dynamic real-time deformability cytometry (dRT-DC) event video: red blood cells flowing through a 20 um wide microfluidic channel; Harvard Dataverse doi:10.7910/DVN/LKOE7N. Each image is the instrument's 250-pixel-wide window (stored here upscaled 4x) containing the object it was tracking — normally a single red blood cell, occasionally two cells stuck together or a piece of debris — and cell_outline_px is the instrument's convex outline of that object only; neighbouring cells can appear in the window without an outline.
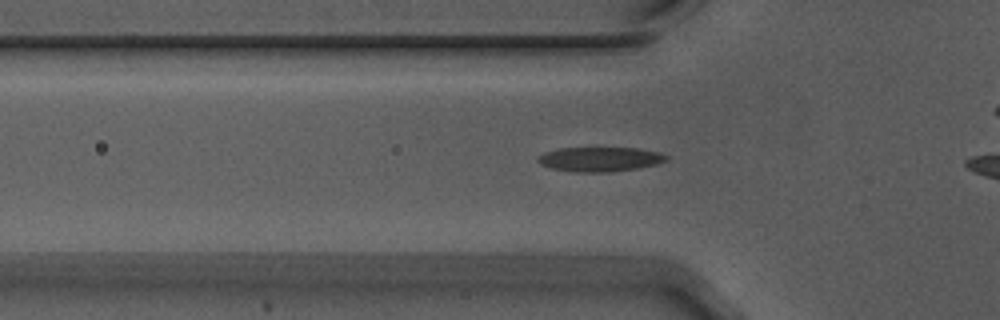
{"species": "Egyptian fruit bat (a non-hibernating species)", "species_latin": "Rousettus aegyptiacus", "temperature_condition": "warm", "stored_images_in_passage": 36, "camera_frame_rate_fps": 3000, "um_per_image_px": 0.085, "animal": {"sex": "male"}, "frame": {"image": 1, "passage_image": 7, "time_ms": 2.0, "image_size_px": [1000, 320], "cell_outline_px": [[668, 160], [656, 164], [636, 168], [612, 172], [572, 172], [552, 168], [540, 164], [536, 160], [536, 156], [544, 152], [560, 148], [636, 148], [660, 152], [668, 156]], "centroid_in_image_um": [50.96, 13.53], "position_along_channel_um": 74.8, "area_um2": 18.44}}
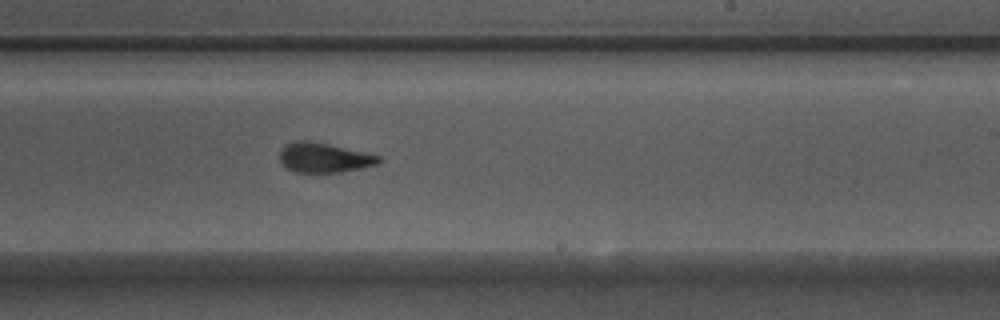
{"frame": {"image": 2, "passage_image": 22, "time_ms": 7.0, "image_size_px": [1000, 320], "cell_outline_px": [[380, 160], [376, 164], [360, 168], [340, 172], [292, 172], [280, 160], [280, 152], [288, 144], [296, 140], [308, 140], [328, 144], [380, 156]], "centroid_in_image_um": [27.52, 13.4], "position_along_channel_um": 261.5, "area_um2": 16.7}}
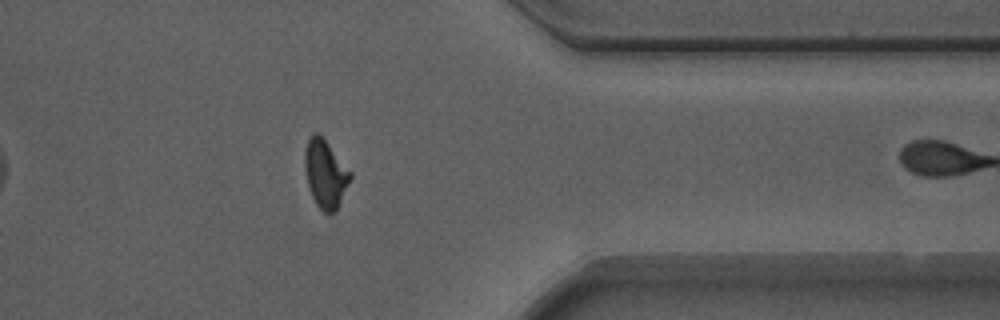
{"frame": {"image": 3, "passage_image": 33, "time_ms": 10.667, "image_size_px": [1000, 320], "cell_outline_px": [[352, 176], [336, 212], [324, 212], [316, 204], [312, 196], [308, 184], [304, 164], [304, 152], [308, 140], [316, 132], [328, 144], [352, 172]], "centroid_in_image_um": [27.67, 14.8], "position_along_channel_um": 383.7, "area_um2": 17.69}, "authors_computed_cell_mechanics": {"area_um2": 17.8602, "velocity_mm_per_s": 3.7312, "shape_relaxation_time_tau1_ms": 4.1516, "shape_relaxation_time_tau2_ms": 1.4972, "deformation_change_tau1": 0.1812, "deformation_change_tau2": 0.061}}